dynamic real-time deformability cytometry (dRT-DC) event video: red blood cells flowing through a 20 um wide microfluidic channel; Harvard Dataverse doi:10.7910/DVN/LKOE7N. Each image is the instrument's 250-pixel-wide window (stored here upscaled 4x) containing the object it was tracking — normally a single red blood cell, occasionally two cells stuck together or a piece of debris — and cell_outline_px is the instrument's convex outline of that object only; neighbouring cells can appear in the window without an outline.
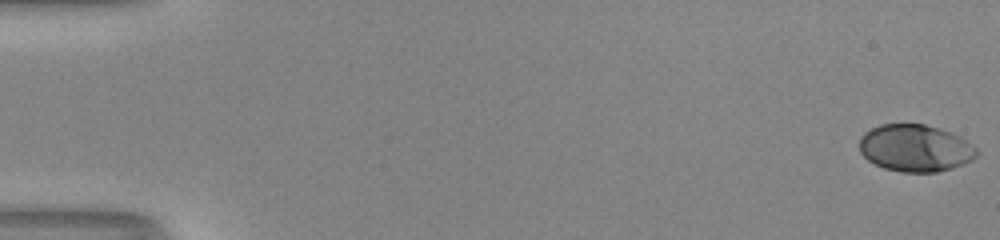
{"species": "human", "species_latin": "Homo sapiens", "temperature_condition": "room temperature", "stored_images_in_passage": 54, "camera_frame_rate_fps": 3000, "um_per_image_px": 0.085, "donor": {"sex": "male"}, "frame": {"image": 1, "passage_image": 1, "time_ms": 0.0, "image_size_px": [1000, 240], "cell_outline_px": [[980, 152], [972, 160], [964, 164], [952, 168], [936, 172], [900, 172], [884, 168], [868, 160], [860, 152], [860, 136], [864, 132], [880, 124], [924, 124], [940, 128], [960, 136], [972, 144]], "centroid_in_image_um": [77.81, 12.59], "position_along_channel_um": 7.2, "area_um2": 32.37}}
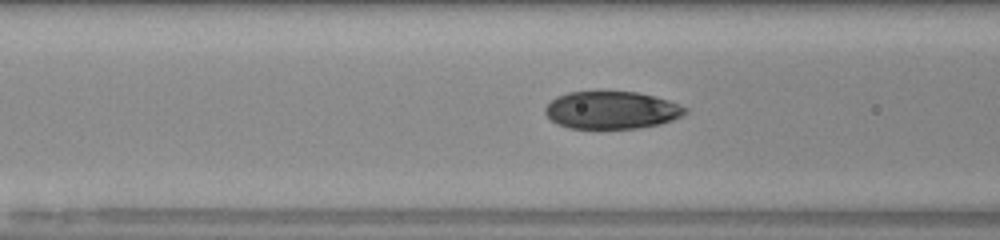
{"frame": {"image": 2, "passage_image": 23, "time_ms": 7.333, "image_size_px": [1000, 240], "cell_outline_px": [[688, 112], [672, 120], [660, 124], [636, 128], [568, 128], [556, 124], [544, 112], [544, 108], [556, 96], [568, 92], [636, 92], [668, 100], [688, 108]], "centroid_in_image_um": [51.97, 9.36], "position_along_channel_um": 114.6, "area_um2": 30.46}}
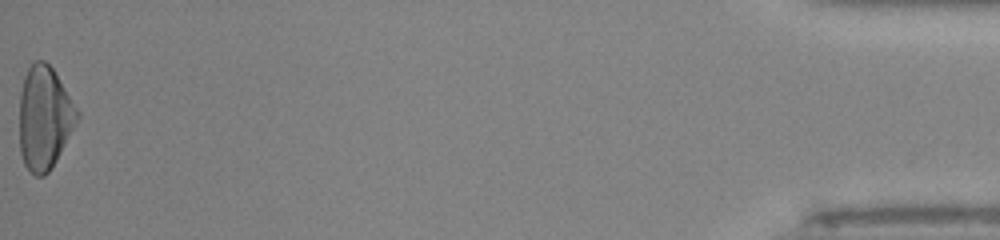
{"frame": {"image": 3, "passage_image": 54, "time_ms": 17.667, "image_size_px": [1000, 240], "cell_outline_px": [[80, 116], [76, 124], [52, 168], [44, 176], [36, 176], [24, 164], [20, 152], [20, 92], [24, 76], [28, 68], [36, 60], [44, 60], [52, 68], [80, 112]], "centroid_in_image_um": [3.78, 10.02], "position_along_channel_um": 431.4, "area_um2": 34.62}, "authors_computed_cell_mechanics": {"area_um2": 32.3391, "velocity_mm_per_s": 4.0243, "shape_relaxation_time_tau1_ms": 4.398, "shape_relaxation_time_tau2_ms": 1.0576, "deformation_change_tau1": 0.196, "deformation_change_tau2": 0.0359}}